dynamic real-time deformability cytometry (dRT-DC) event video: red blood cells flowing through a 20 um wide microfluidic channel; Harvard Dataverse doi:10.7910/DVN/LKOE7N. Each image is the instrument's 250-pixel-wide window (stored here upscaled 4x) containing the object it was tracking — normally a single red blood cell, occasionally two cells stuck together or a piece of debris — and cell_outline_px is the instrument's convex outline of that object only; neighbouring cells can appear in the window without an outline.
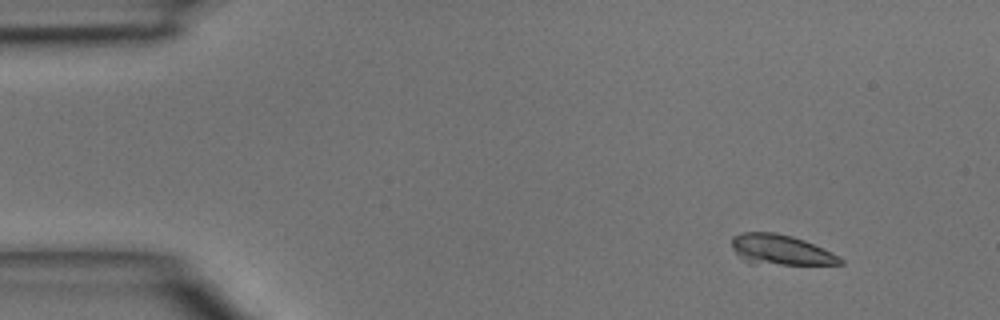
{"species": "common noctule bat (a hibernating species)", "species_latin": "Nyctalus noctula", "temperature_condition": "room temperature", "stored_images_in_passage": 3, "camera_frame_rate_fps": 3000, "um_per_image_px": 0.085, "animal": {"sex": "male", "body_mass_g": 15.6}, "frame": {"image": 1, "passage_image": 1, "time_ms": 0.0, "image_size_px": [1000, 320], "cell_outline_px": [[844, 264], [748, 264], [732, 248], [732, 236], [740, 232], [776, 232], [792, 236], [804, 240], [840, 256], [844, 260]], "centroid_in_image_um": [66.33, 21.23], "position_along_channel_um": 18.7, "area_um2": 19.19}}
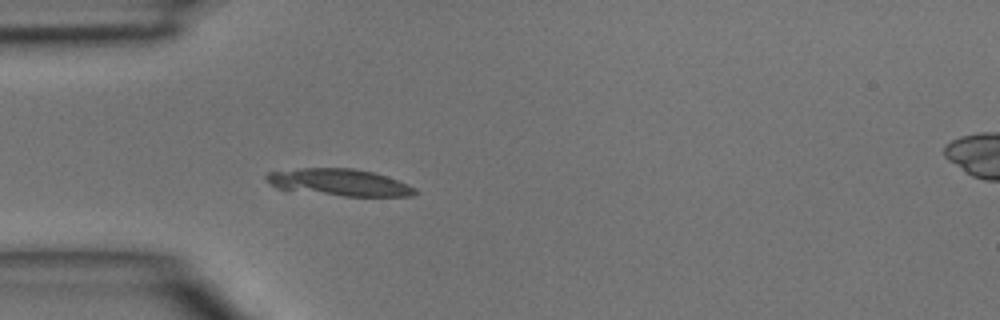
{"frame": {"image": 2, "passage_image": 3, "time_ms": 0.667, "image_size_px": [1000, 320], "cell_outline_px": [[420, 192], [412, 196], [344, 196], [276, 188], [264, 176], [268, 172], [296, 168], [352, 168], [372, 172], [388, 176], [408, 184], [416, 188]], "centroid_in_image_um": [28.89, 15.5], "position_along_channel_um": 56.1, "area_um2": 23.29}}